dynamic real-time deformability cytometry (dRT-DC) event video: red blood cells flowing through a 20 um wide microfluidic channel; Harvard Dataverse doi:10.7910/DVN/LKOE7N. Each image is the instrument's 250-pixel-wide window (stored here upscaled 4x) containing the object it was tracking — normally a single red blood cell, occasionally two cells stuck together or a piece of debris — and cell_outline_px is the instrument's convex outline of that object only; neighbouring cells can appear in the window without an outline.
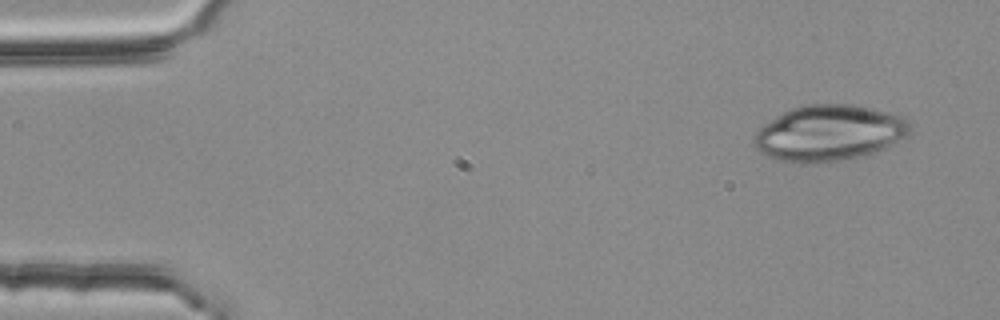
{"species": "common noctule bat (a hibernating species)", "species_latin": "Nyctalus noctula", "temperature_condition": "room temperature", "stored_images_in_passage": 3, "camera_frame_rate_fps": 3000, "um_per_image_px": 0.085, "animal": {"sex": "female", "body_mass_g": 25.1}, "frame": {"image": 1, "passage_image": 1, "time_ms": 0.0, "image_size_px": [1000, 320], "cell_outline_px": [[912, 128], [908, 136], [884, 148], [872, 152], [840, 160], [776, 160], [760, 152], [756, 148], [752, 140], [756, 132], [764, 124], [776, 116], [792, 108], [804, 104], [852, 104], [888, 112], [900, 116], [908, 120]], "centroid_in_image_um": [70.48, 11.25], "position_along_channel_um": 14.5, "area_um2": 49.71}}